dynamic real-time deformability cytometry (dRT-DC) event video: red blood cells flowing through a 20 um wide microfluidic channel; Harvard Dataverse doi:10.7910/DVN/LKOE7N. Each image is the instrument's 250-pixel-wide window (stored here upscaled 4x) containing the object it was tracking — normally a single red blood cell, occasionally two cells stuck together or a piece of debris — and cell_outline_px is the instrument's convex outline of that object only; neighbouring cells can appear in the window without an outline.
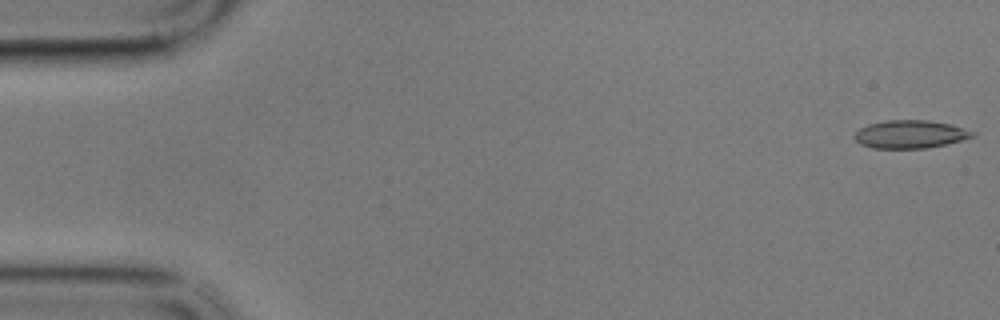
{"species": "common noctule bat (a hibernating species)", "species_latin": "Nyctalus noctula", "temperature_condition": "cold", "stored_images_in_passage": 7, "camera_frame_rate_fps": 3000, "um_per_image_px": 0.085, "animal": {"sex": "male", "body_mass_g": 17.9}, "frame": {"image": 1, "passage_image": 1, "time_ms": 0.0, "image_size_px": [1000, 320], "cell_outline_px": [[976, 136], [944, 144], [924, 148], [872, 148], [860, 144], [852, 136], [860, 128], [868, 124], [888, 120], [928, 120], [948, 124], [976, 132]], "centroid_in_image_um": [77.33, 11.41], "position_along_channel_um": 7.7, "area_um2": 19.07}}